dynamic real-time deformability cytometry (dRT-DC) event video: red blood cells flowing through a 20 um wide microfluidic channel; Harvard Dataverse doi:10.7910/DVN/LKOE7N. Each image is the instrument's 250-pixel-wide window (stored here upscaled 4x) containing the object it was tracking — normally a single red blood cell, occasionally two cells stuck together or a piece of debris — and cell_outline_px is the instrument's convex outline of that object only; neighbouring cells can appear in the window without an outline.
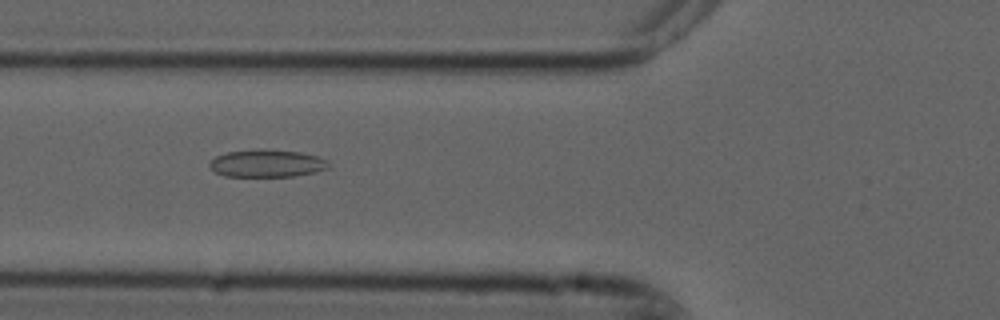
{"species": "common noctule bat (a hibernating species)", "species_latin": "Nyctalus noctula", "temperature_condition": "cold", "stored_images_in_passage": 4, "camera_frame_rate_fps": 3000, "um_per_image_px": 0.085, "animal": {"sex": "male", "forearm_length_mm": 52.5}, "frame": {"image": 1, "passage_image": 3, "time_ms": 0.667, "image_size_px": [1000, 320], "cell_outline_px": [[332, 164], [328, 168], [316, 172], [292, 176], [224, 176], [216, 172], [208, 164], [216, 156], [228, 152], [260, 148], [300, 152], [316, 156], [328, 160]], "centroid_in_image_um": [22.72, 13.88], "position_along_channel_um": 103.1, "area_um2": 19.13}}
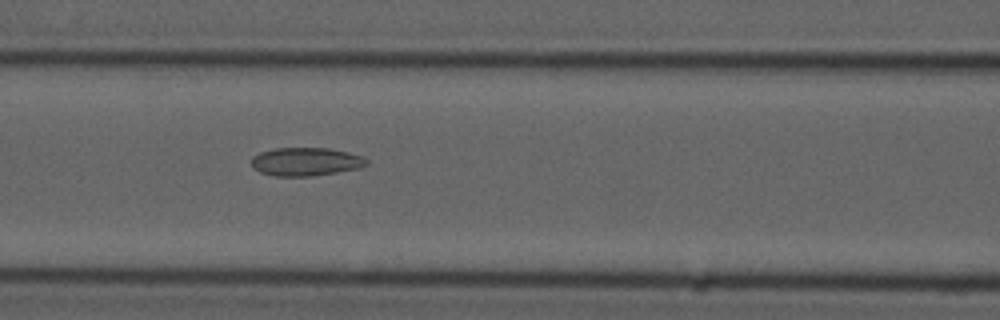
{"frame": {"image": 2, "passage_image": 4, "time_ms": 1.0, "image_size_px": [1000, 320], "cell_outline_px": [[368, 164], [360, 168], [312, 176], [276, 176], [260, 172], [252, 168], [252, 156], [260, 152], [276, 148], [328, 148], [348, 152], [364, 156], [368, 160]], "centroid_in_image_um": [26.0, 13.74], "position_along_channel_um": 140.6, "area_um2": 19.07}}